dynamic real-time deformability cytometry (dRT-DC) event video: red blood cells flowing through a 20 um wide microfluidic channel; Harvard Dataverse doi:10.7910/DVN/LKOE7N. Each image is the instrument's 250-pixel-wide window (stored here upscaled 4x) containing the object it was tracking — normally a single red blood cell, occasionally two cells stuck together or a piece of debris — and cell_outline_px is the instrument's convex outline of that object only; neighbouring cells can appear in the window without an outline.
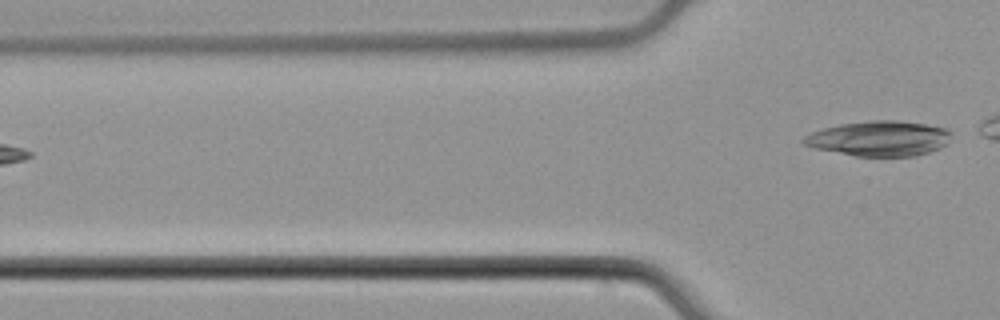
{"species": "common noctule bat (a hibernating species)", "species_latin": "Nyctalus noctula", "temperature_condition": "cold", "stored_images_in_passage": 4, "camera_frame_rate_fps": 3000, "um_per_image_px": 0.085, "animal": {"sex": "male", "body_mass_g": 21.5, "forearm_length_mm": 52.0}, "frame": {"image": 1, "passage_image": 4, "time_ms": 1.0, "image_size_px": [1000, 320], "cell_outline_px": [[952, 132], [948, 144], [940, 148], [916, 156], [856, 156], [812, 148], [804, 144], [800, 140], [804, 136], [812, 132], [824, 128], [840, 124], [868, 120], [896, 120], [928, 124], [948, 128]], "centroid_in_image_um": [74.76, 11.76], "position_along_channel_um": 51.0, "area_um2": 30.58}}